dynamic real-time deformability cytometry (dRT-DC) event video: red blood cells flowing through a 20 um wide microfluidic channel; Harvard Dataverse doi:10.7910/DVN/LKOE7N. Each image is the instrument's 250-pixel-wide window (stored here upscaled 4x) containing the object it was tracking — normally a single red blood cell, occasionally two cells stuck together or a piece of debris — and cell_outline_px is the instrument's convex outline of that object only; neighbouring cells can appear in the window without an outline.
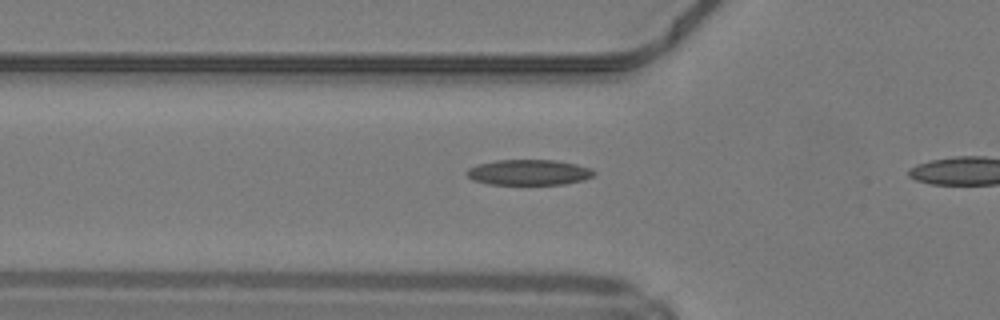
{"species": "common noctule bat (a hibernating species)", "species_latin": "Nyctalus noctula", "temperature_condition": "warm", "stored_images_in_passage": 6, "camera_frame_rate_fps": 3000, "um_per_image_px": 0.085, "animal": {"sex": "male", "body_mass_g": 19.2, "forearm_length_mm": 51.8}, "frame": {"image": 1, "passage_image": 5, "time_ms": 1.333, "image_size_px": [1000, 320], "cell_outline_px": [[596, 172], [592, 176], [584, 180], [564, 184], [488, 184], [472, 180], [464, 172], [468, 168], [476, 164], [496, 160], [556, 160], [576, 164], [592, 168]], "centroid_in_image_um": [44.93, 14.64], "position_along_channel_um": 80.9, "area_um2": 19.07}}